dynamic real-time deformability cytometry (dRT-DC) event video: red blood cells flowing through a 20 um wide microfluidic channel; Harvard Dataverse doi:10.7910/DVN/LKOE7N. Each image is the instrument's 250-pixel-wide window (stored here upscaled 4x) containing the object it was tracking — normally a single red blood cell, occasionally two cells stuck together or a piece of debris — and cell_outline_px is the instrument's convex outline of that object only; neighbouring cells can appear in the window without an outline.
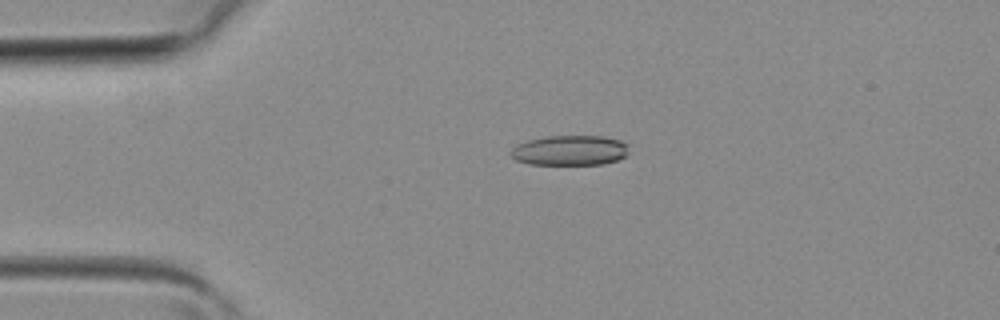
{"species": "common noctule bat (a hibernating species)", "species_latin": "Nyctalus noctula", "temperature_condition": "room temperature", "stored_images_in_passage": 4, "camera_frame_rate_fps": 3000, "um_per_image_px": 0.085, "animal": {"sex": "female", "body_mass_g": 19.3, "forearm_length_mm": 54.1}, "frame": {"image": 1, "passage_image": 3, "time_ms": 0.667, "image_size_px": [1000, 320], "cell_outline_px": [[628, 156], [604, 164], [528, 164], [516, 160], [508, 152], [516, 144], [528, 140], [548, 136], [604, 136], [620, 140], [628, 144]], "centroid_in_image_um": [48.45, 12.78], "position_along_channel_um": 36.6, "area_um2": 20.87}}